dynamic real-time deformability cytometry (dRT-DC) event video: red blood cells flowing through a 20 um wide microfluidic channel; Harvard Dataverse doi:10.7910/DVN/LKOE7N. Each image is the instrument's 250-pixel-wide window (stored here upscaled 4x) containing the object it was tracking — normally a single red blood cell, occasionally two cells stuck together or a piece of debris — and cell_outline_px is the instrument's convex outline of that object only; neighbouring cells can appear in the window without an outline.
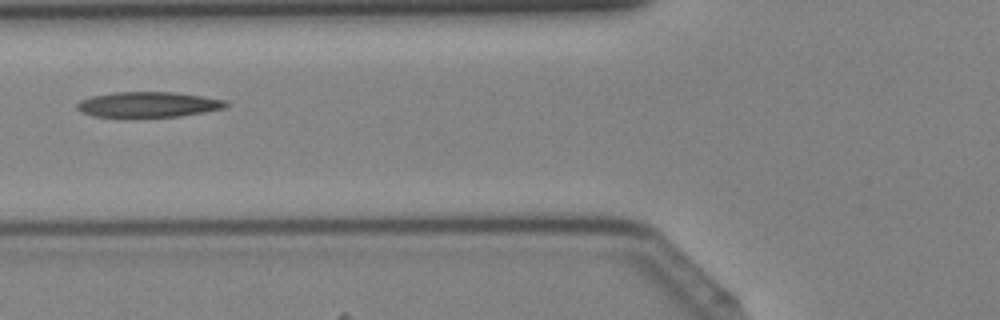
{"species": "Egyptian fruit bat (a non-hibernating species)", "species_latin": "Rousettus aegyptiacus", "temperature_condition": "cold", "stored_images_in_passage": 40, "camera_frame_rate_fps": 3000, "um_per_image_px": 0.085, "animal": {"sex": "female"}, "frame": {"image": 1, "passage_image": 14, "time_ms": 4.333, "image_size_px": [1000, 320], "cell_outline_px": [[228, 104], [224, 108], [204, 112], [180, 116], [124, 120], [92, 116], [80, 112], [76, 108], [76, 104], [80, 100], [92, 96], [112, 92], [172, 92], [204, 96], [224, 100]], "centroid_in_image_um": [12.49, 8.93], "position_along_channel_um": 113.3, "area_um2": 23.06}}
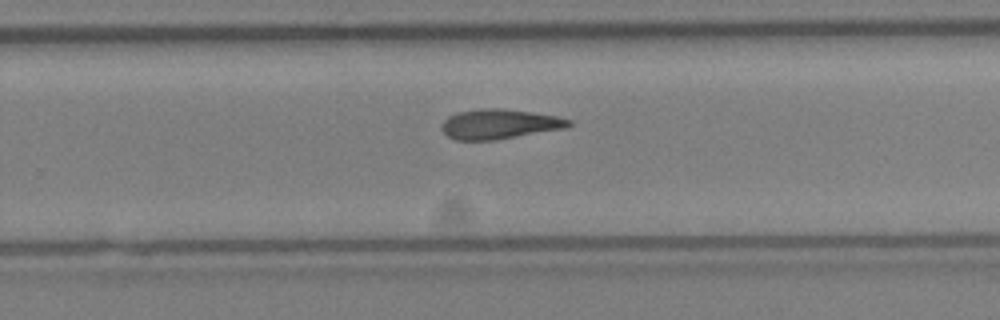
{"frame": {"image": 2, "passage_image": 25, "time_ms": 8.0, "image_size_px": [1000, 320], "cell_outline_px": [[572, 124], [564, 128], [496, 140], [456, 140], [448, 136], [440, 128], [440, 124], [448, 116], [460, 112], [480, 108], [500, 108], [532, 112], [556, 116], [572, 120]], "centroid_in_image_um": [42.42, 10.54], "position_along_channel_um": 287.4, "area_um2": 22.02}}
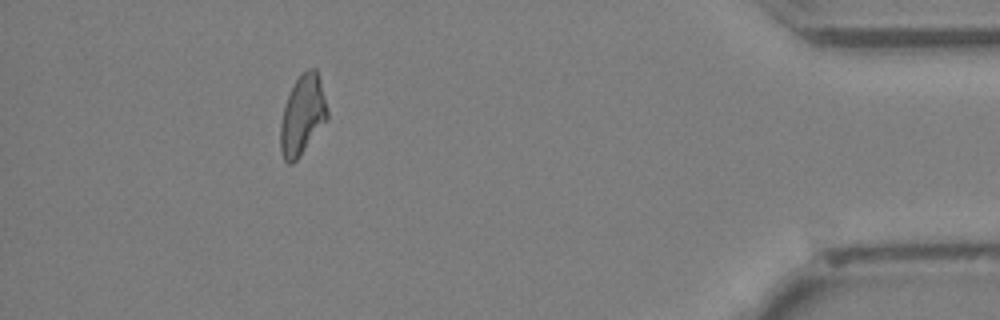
{"frame": {"image": 3, "passage_image": 36, "time_ms": 11.667, "image_size_px": [1000, 320], "cell_outline_px": [[328, 120], [300, 156], [292, 164], [288, 164], [284, 160], [280, 152], [280, 124], [284, 104], [300, 72], [308, 68], [316, 68], [320, 80], [328, 112]], "centroid_in_image_um": [25.7, 9.8], "position_along_channel_um": 409.5, "area_um2": 21.96}}